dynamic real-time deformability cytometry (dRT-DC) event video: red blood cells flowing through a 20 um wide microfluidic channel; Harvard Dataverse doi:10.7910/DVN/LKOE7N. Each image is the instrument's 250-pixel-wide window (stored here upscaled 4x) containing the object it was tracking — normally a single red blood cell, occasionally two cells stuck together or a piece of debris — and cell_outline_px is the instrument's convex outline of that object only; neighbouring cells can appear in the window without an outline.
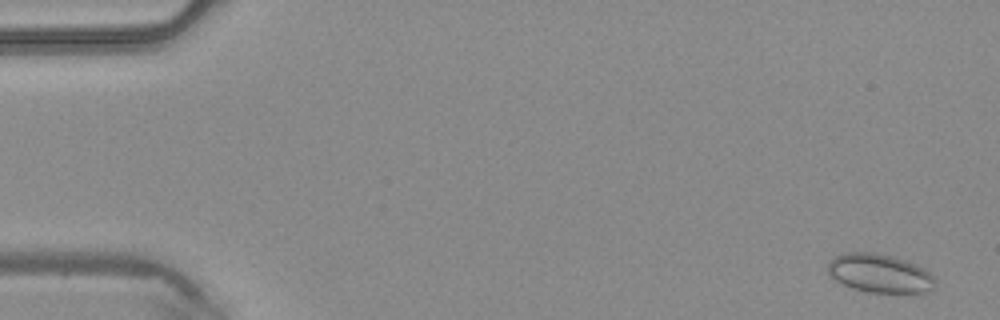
{"species": "common noctule bat (a hibernating species)", "species_latin": "Nyctalus noctula", "temperature_condition": "warm", "stored_images_in_passage": 4, "camera_frame_rate_fps": 3000, "um_per_image_px": 0.085, "animal": {"sex": "male", "body_mass_g": 20.4}, "frame": {"image": 1, "passage_image": 1, "time_ms": 0.0, "image_size_px": [1000, 320], "cell_outline_px": [[936, 280], [932, 288], [928, 292], [868, 292], [852, 288], [828, 276], [828, 264], [836, 256], [844, 252], [876, 252], [892, 256], [916, 264], [924, 268]], "centroid_in_image_um": [74.75, 23.22], "position_along_channel_um": 10.2, "area_um2": 24.04}}